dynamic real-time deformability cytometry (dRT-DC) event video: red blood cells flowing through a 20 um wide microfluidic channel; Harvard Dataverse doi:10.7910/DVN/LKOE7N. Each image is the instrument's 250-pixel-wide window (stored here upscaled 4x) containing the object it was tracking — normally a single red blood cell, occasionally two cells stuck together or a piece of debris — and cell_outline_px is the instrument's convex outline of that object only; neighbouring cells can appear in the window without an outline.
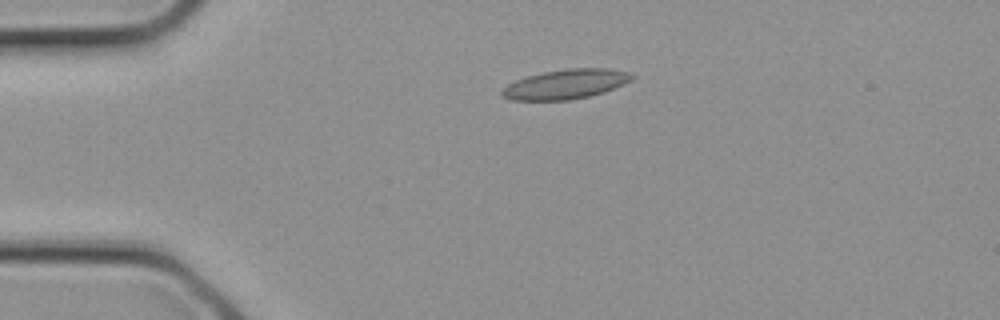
{"species": "common noctule bat (a hibernating species)", "species_latin": "Nyctalus noctula", "temperature_condition": "cold", "stored_images_in_passage": 3, "camera_frame_rate_fps": 3000, "um_per_image_px": 0.085, "animal": {"sex": "female", "body_mass_g": 21.9}, "frame": {"image": 1, "passage_image": 3, "time_ms": 0.667, "image_size_px": [1000, 320], "cell_outline_px": [[636, 76], [632, 80], [624, 84], [604, 92], [588, 96], [568, 100], [512, 100], [500, 96], [500, 92], [508, 84], [516, 80], [528, 76], [544, 72], [568, 68], [608, 68], [628, 72]], "centroid_in_image_um": [48.1, 7.15], "position_along_channel_um": 36.9, "area_um2": 22.37}}